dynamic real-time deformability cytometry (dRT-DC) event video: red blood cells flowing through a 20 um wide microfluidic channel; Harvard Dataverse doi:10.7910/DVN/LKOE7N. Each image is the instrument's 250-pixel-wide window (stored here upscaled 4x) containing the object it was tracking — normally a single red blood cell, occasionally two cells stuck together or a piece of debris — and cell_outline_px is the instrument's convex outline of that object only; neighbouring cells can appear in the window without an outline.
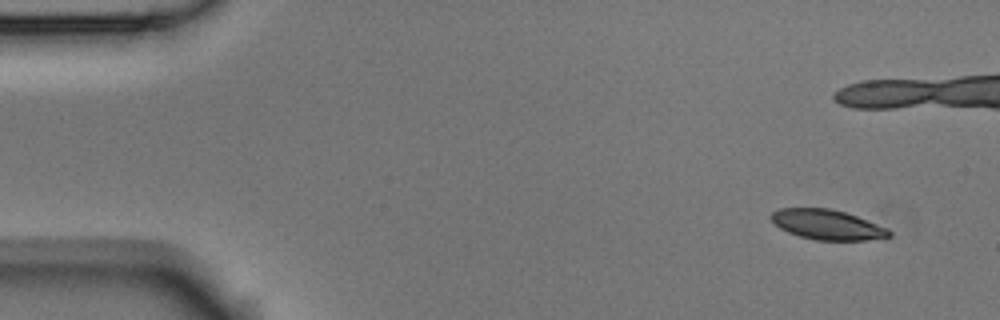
{"species": "Egyptian fruit bat (a non-hibernating species)", "species_latin": "Rousettus aegyptiacus", "temperature_condition": "room temperature", "stored_images_in_passage": 6, "camera_frame_rate_fps": 3000, "um_per_image_px": 0.085, "animal": {"sex": "male"}, "frame": {"image": 1, "passage_image": 1, "time_ms": 0.0, "image_size_px": [1000, 320], "cell_outline_px": [[892, 236], [868, 240], [816, 240], [800, 236], [788, 232], [780, 228], [768, 216], [772, 212], [780, 208], [832, 208], [856, 216], [888, 228], [892, 232]], "centroid_in_image_um": [70.32, 19.09], "position_along_channel_um": 14.7, "area_um2": 20.58}}